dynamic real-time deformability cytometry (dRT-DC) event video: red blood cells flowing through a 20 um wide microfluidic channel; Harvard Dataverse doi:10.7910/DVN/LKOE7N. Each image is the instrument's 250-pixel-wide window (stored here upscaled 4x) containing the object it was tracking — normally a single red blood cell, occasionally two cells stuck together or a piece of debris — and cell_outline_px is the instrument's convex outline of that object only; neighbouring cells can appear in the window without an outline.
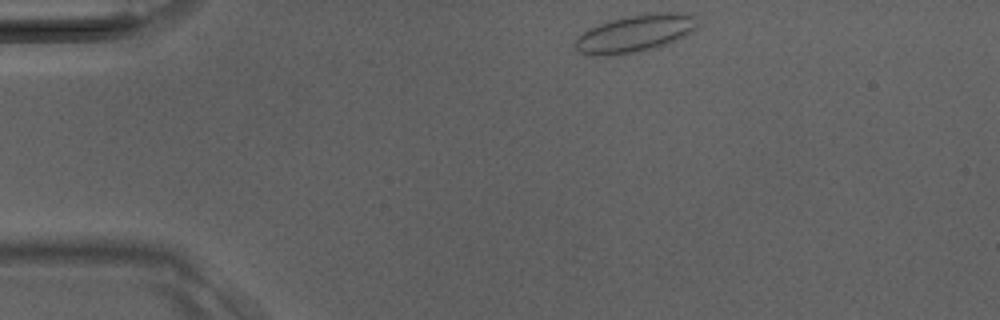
{"species": "Egyptian fruit bat (a non-hibernating species)", "species_latin": "Rousettus aegyptiacus", "temperature_condition": "room temperature", "stored_images_in_passage": 33, "camera_frame_rate_fps": 3000, "um_per_image_px": 0.085, "animal": {"sex": "male"}, "frame": {"image": 1, "passage_image": 1, "time_ms": 0.0, "image_size_px": [1000, 320], "cell_outline_px": [[696, 28], [692, 32], [676, 40], [656, 48], [640, 52], [604, 56], [584, 56], [572, 44], [588, 28], [612, 20], [628, 16], [656, 12], [692, 12], [696, 16]], "centroid_in_image_um": [54.0, 2.85], "position_along_channel_um": 31.0, "area_um2": 26.88}}
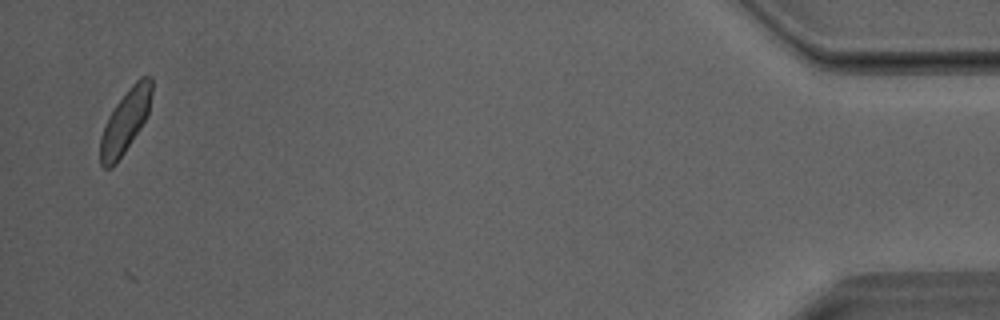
{"frame": {"image": 2, "passage_image": 32, "time_ms": 10.333, "image_size_px": [1000, 320], "cell_outline_px": [[152, 92], [148, 116], [116, 164], [112, 168], [104, 168], [100, 164], [100, 136], [108, 116], [116, 104], [128, 88], [140, 76], [152, 76]], "centroid_in_image_um": [10.65, 10.3], "position_along_channel_um": 424.6, "area_um2": 19.02}}